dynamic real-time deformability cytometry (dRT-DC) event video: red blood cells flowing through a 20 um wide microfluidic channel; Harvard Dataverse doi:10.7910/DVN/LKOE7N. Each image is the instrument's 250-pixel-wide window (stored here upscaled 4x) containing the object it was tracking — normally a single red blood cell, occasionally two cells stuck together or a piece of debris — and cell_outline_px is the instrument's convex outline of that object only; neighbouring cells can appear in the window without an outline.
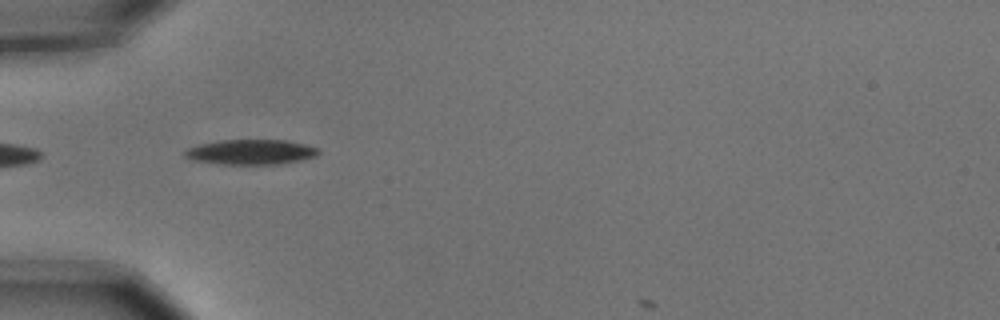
{"species": "common noctule bat (a hibernating species)", "species_latin": "Nyctalus noctula", "temperature_condition": "cold", "stored_images_in_passage": 2, "camera_frame_rate_fps": 3000, "um_per_image_px": 0.085, "animal": {"sex": "male", "body_mass_g": 15.6}, "frame": {"image": 1, "passage_image": 1, "time_ms": 0.0, "image_size_px": [1000, 320], "cell_outline_px": [[320, 152], [316, 156], [304, 160], [284, 164], [220, 164], [192, 160], [184, 156], [184, 152], [188, 148], [200, 144], [220, 140], [284, 140], [304, 144], [316, 148]], "centroid_in_image_um": [21.33, 12.93], "position_along_channel_um": 63.7, "area_um2": 19.54}}
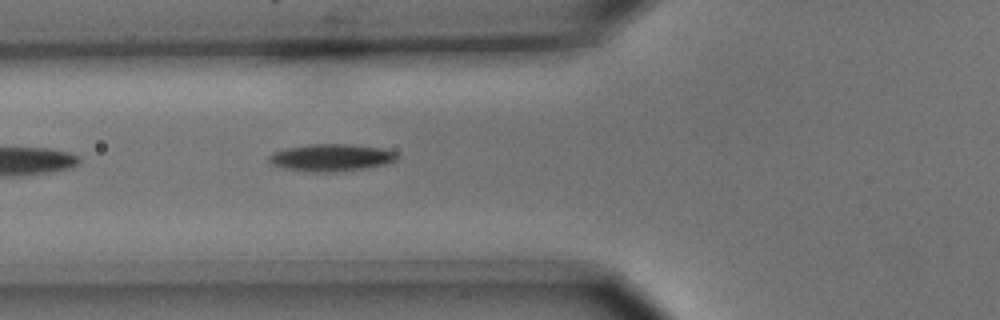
{"frame": {"image": 2, "passage_image": 2, "time_ms": 0.333, "image_size_px": [1000, 320], "cell_outline_px": [[400, 156], [396, 160], [388, 164], [364, 168], [336, 172], [312, 172], [288, 168], [272, 164], [268, 160], [268, 156], [272, 152], [284, 148], [312, 144], [352, 144], [380, 148], [396, 152]], "centroid_in_image_um": [28.18, 13.39], "position_along_channel_um": 97.6, "area_um2": 20.35}}